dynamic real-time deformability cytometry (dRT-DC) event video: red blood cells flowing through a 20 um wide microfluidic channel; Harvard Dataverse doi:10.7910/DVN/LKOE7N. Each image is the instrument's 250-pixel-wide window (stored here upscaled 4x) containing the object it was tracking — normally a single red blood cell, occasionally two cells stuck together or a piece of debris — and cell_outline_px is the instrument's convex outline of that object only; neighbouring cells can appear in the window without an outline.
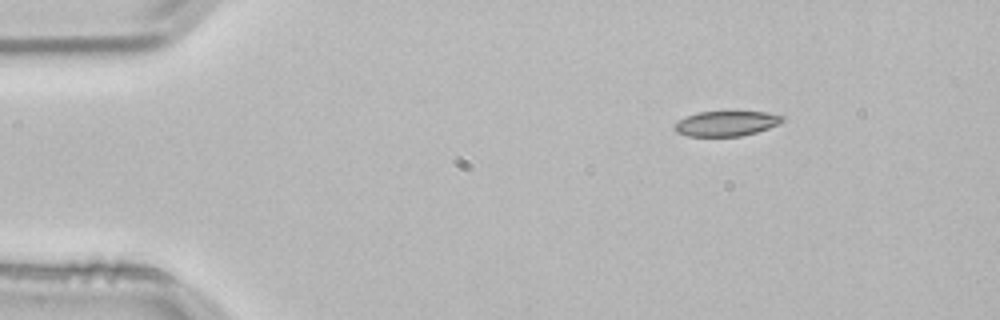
{"species": "common noctule bat (a hibernating species)", "species_latin": "Nyctalus noctula", "temperature_condition": "room temperature", "stored_images_in_passage": 46, "camera_frame_rate_fps": 3000, "um_per_image_px": 0.085, "animal": {"sex": "male", "body_mass_g": 21.5, "forearm_length_mm": 52.0}, "frame": {"image": 1, "passage_image": 1, "time_ms": 0.0, "image_size_px": [1000, 320], "cell_outline_px": [[784, 120], [780, 124], [756, 132], [740, 136], [688, 136], [676, 132], [672, 128], [672, 124], [696, 112], [768, 112], [784, 116]], "centroid_in_image_um": [61.72, 10.5], "position_along_channel_um": 23.3, "area_um2": 15.78}}
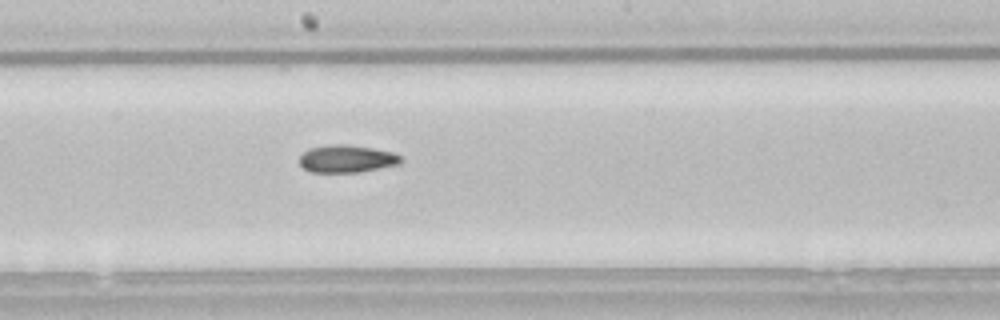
{"frame": {"image": 2, "passage_image": 22, "time_ms": 7.0, "image_size_px": [1000, 320], "cell_outline_px": [[404, 160], [400, 164], [360, 172], [312, 172], [304, 168], [300, 164], [300, 156], [308, 148], [328, 144], [344, 144], [372, 148], [396, 152]], "centroid_in_image_um": [29.51, 13.49], "position_along_channel_um": 218.7, "area_um2": 16.42}}
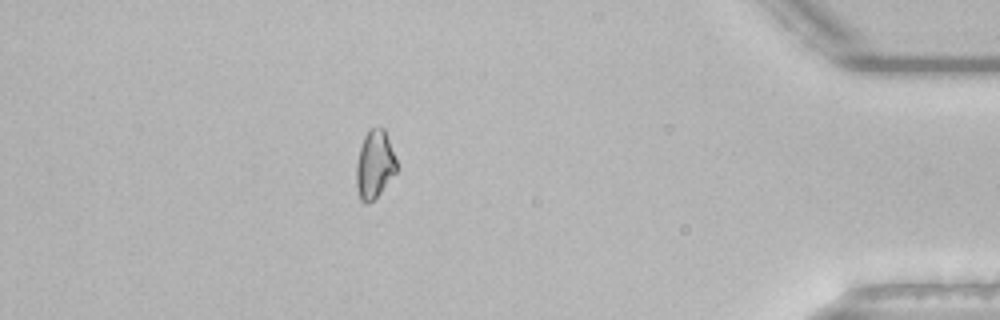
{"frame": {"image": 3, "passage_image": 40, "time_ms": 13.0, "image_size_px": [1000, 320], "cell_outline_px": [[396, 172], [380, 192], [368, 204], [364, 204], [360, 200], [356, 184], [356, 164], [360, 148], [364, 136], [368, 128], [384, 128], [396, 160]], "centroid_in_image_um": [31.82, 13.98], "position_along_channel_um": 403.4, "area_um2": 15.78}}